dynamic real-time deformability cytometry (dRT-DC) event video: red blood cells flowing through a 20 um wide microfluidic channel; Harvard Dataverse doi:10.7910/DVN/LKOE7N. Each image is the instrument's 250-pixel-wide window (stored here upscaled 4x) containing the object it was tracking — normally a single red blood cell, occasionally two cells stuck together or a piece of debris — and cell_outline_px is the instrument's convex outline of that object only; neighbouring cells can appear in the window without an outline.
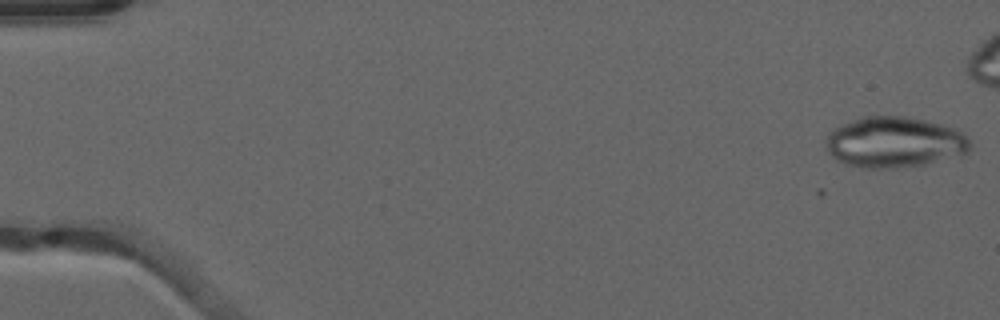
{"species": "common noctule bat (a hibernating species)", "species_latin": "Nyctalus noctula", "temperature_condition": "warm", "stored_images_in_passage": 5, "camera_frame_rate_fps": 3000, "um_per_image_px": 0.085, "animal": {"sex": "male", "forearm_length_mm": 52.5}, "frame": {"image": 1, "passage_image": 1, "time_ms": 0.0, "image_size_px": [1000, 320], "cell_outline_px": [[972, 148], [968, 152], [960, 156], [924, 164], [896, 168], [860, 168], [836, 160], [828, 152], [824, 144], [828, 132], [840, 124], [864, 116], [904, 116], [924, 120], [940, 124], [952, 128], [968, 136], [972, 144]], "centroid_in_image_um": [76.01, 12.09], "position_along_channel_um": 9.0, "area_um2": 43.06}}